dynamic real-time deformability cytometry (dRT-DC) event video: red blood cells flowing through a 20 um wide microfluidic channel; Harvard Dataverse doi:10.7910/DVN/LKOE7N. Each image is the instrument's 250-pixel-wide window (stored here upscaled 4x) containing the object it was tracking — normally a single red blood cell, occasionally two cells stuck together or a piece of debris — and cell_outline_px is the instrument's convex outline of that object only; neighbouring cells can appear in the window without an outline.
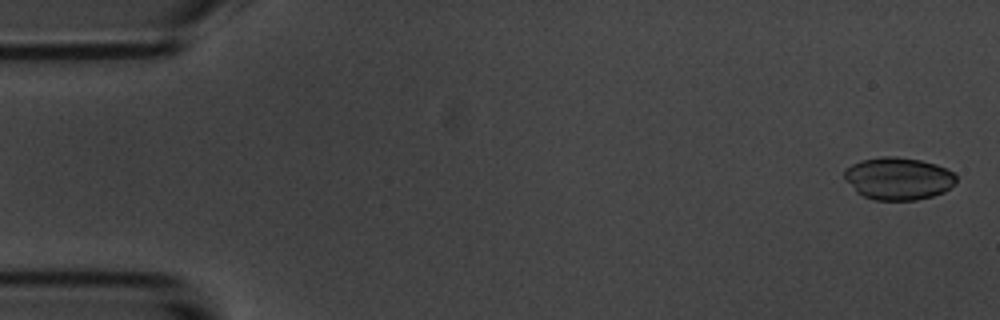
{"species": "common noctule bat (a hibernating species)", "species_latin": "Nyctalus noctula", "temperature_condition": "room temperature", "stored_images_in_passage": 5, "camera_frame_rate_fps": 3000, "um_per_image_px": 0.085, "animal": {"sex": "male", "body_mass_g": 20.1, "forearm_length_mm": 53.5}, "frame": {"image": 1, "passage_image": 1, "time_ms": 0.0, "image_size_px": [1000, 320], "cell_outline_px": [[956, 180], [944, 192], [932, 196], [916, 200], [876, 200], [864, 196], [856, 192], [844, 180], [844, 168], [860, 160], [880, 156], [896, 156], [920, 160], [936, 164], [952, 172], [956, 176]], "centroid_in_image_um": [76.3, 15.16], "position_along_channel_um": 8.7, "area_um2": 27.74}}